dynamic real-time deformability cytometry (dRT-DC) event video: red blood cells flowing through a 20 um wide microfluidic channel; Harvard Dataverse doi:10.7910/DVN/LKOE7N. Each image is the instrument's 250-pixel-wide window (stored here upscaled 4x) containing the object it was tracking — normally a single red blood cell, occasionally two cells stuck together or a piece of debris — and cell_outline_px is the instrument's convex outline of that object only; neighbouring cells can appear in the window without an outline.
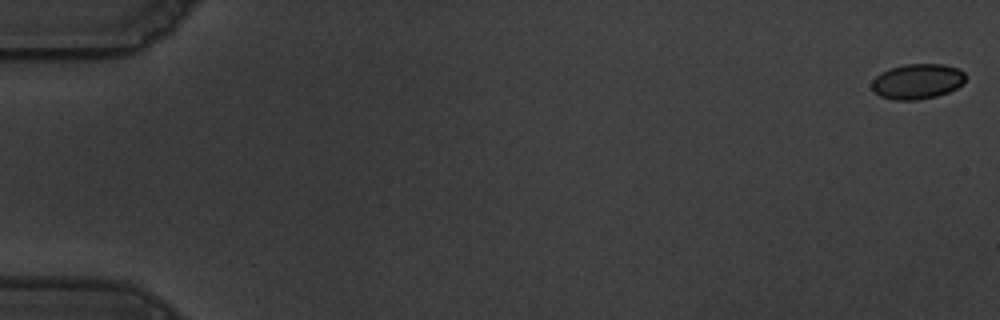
{"species": "common noctule bat (a hibernating species)", "species_latin": "Nyctalus noctula", "temperature_condition": "warm", "stored_images_in_passage": 15, "camera_frame_rate_fps": 3000, "um_per_image_px": 0.085, "animal": {"sex": "male", "body_mass_g": 19.5, "forearm_length_mm": 54.6}, "frame": {"image": 1, "passage_image": 1, "time_ms": 0.0, "image_size_px": [1000, 320], "cell_outline_px": [[964, 84], [948, 92], [936, 96], [916, 100], [896, 100], [880, 96], [872, 92], [872, 80], [880, 72], [904, 64], [944, 64], [960, 68], [964, 72]], "centroid_in_image_um": [77.97, 6.91], "position_along_channel_um": 7.0, "area_um2": 19.36}}